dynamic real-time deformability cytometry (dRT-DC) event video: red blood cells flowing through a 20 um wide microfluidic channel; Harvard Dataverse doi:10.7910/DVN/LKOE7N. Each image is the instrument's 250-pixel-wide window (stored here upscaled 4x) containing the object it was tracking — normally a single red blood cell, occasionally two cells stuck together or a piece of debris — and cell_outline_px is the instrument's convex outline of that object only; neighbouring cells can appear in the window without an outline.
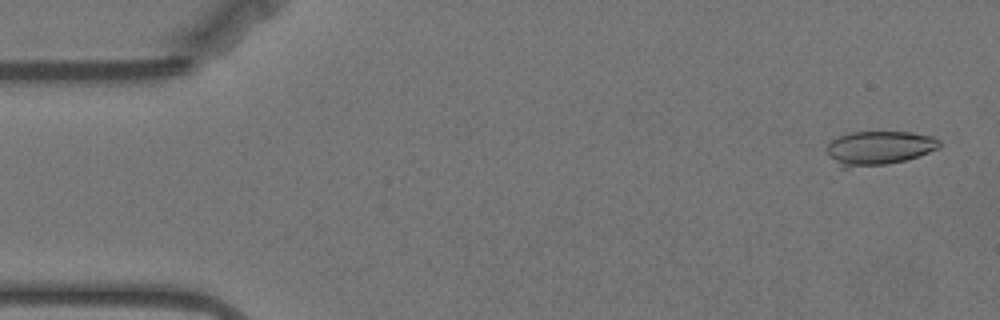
{"species": "Egyptian fruit bat (a non-hibernating species)", "species_latin": "Rousettus aegyptiacus", "temperature_condition": "warm", "stored_images_in_passage": 52, "camera_frame_rate_fps": 3000, "um_per_image_px": 0.085, "animal": {"sex": "female"}, "frame": {"image": 1, "passage_image": 2, "time_ms": 0.333, "image_size_px": [1000, 320], "cell_outline_px": [[940, 148], [904, 160], [884, 164], [848, 168], [840, 168], [828, 152], [828, 144], [832, 140], [840, 136], [852, 132], [912, 132], [932, 136], [940, 140]], "centroid_in_image_um": [74.73, 12.57], "position_along_channel_um": 10.3, "area_um2": 21.96}}
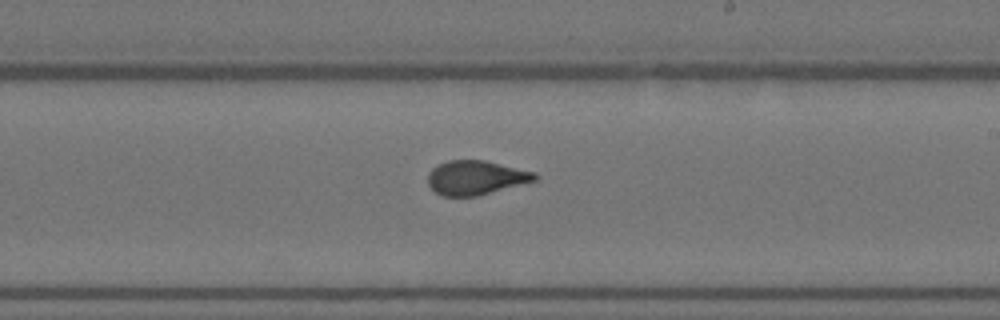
{"frame": {"image": 2, "passage_image": 32, "time_ms": 10.333, "image_size_px": [1000, 320], "cell_outline_px": [[540, 176], [536, 180], [476, 196], [444, 196], [436, 192], [428, 184], [428, 172], [432, 168], [448, 160], [484, 160], [536, 172]], "centroid_in_image_um": [40.45, 15.09], "position_along_channel_um": 248.6, "area_um2": 21.15}}
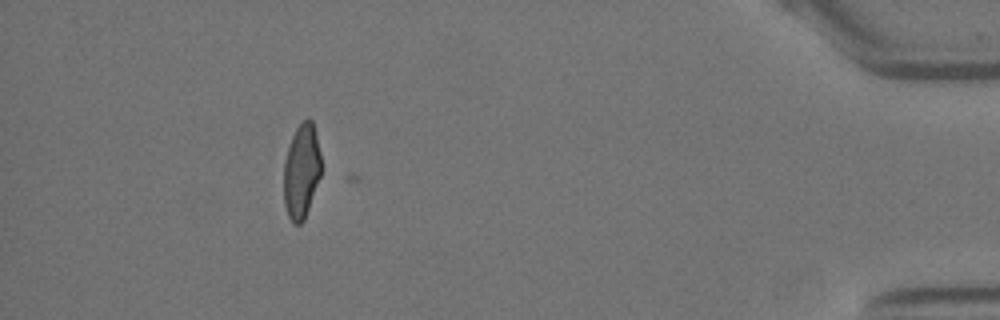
{"frame": {"image": 3, "passage_image": 51, "time_ms": 16.667, "image_size_px": [1000, 320], "cell_outline_px": [[320, 176], [304, 220], [300, 224], [292, 224], [288, 216], [284, 204], [284, 160], [292, 136], [296, 128], [304, 120], [312, 120], [316, 132], [320, 152]], "centroid_in_image_um": [25.61, 14.56], "position_along_channel_um": 409.6, "area_um2": 20.46}, "authors_computed_cell_mechanics": {"area_um2": 21.7906, "velocity_mm_per_s": 3.5125, "shape_relaxation_time_tau1_ms": 2.4353, "shape_relaxation_time_tau2_ms": 1.0653, "deformation_change_tau1": 0.1528, "deformation_change_tau2": 0.0937}}